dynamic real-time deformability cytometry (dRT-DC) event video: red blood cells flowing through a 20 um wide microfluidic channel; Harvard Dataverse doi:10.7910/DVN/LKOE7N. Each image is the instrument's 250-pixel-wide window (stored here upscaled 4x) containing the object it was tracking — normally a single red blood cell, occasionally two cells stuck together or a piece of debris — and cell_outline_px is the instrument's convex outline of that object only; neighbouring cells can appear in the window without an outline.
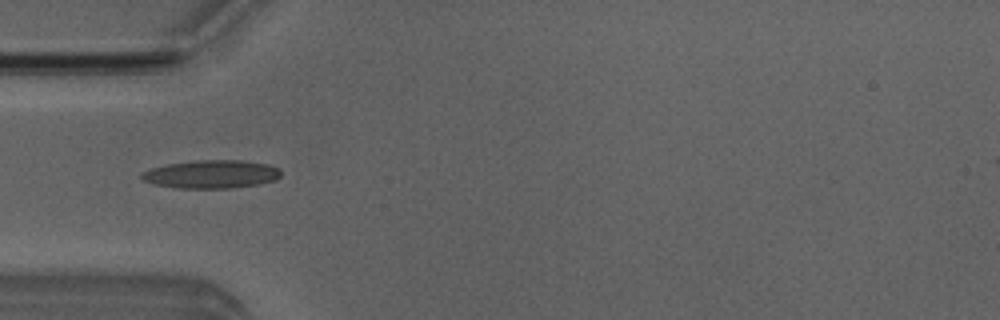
{"species": "Egyptian fruit bat (a non-hibernating species)", "species_latin": "Rousettus aegyptiacus", "temperature_condition": "room temperature", "stored_images_in_passage": 37, "camera_frame_rate_fps": 3000, "um_per_image_px": 0.085, "animal": {"sex": "male"}, "frame": {"image": 1, "passage_image": 2, "time_ms": 0.333, "image_size_px": [1000, 320], "cell_outline_px": [[280, 176], [276, 180], [260, 184], [232, 188], [176, 188], [152, 184], [144, 180], [140, 176], [140, 172], [152, 168], [168, 164], [196, 160], [240, 160], [268, 164], [276, 168], [280, 172]], "centroid_in_image_um": [17.94, 14.81], "position_along_channel_um": 67.1, "area_um2": 22.95}}
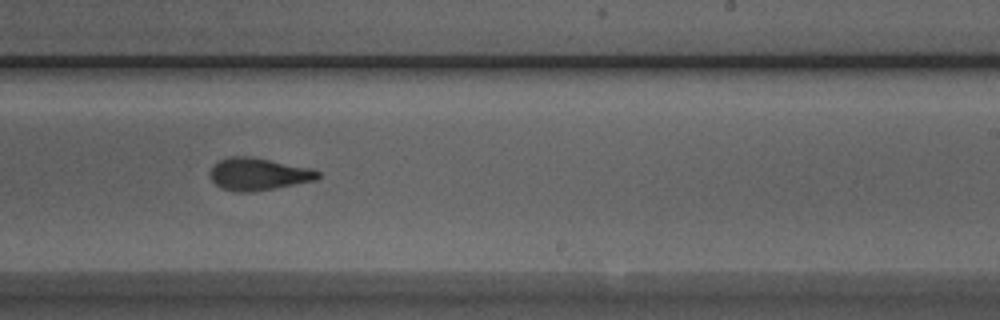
{"frame": {"image": 2, "passage_image": 17, "time_ms": 5.333, "image_size_px": [1000, 320], "cell_outline_px": [[320, 176], [316, 180], [256, 192], [236, 192], [220, 188], [212, 180], [212, 164], [228, 156], [252, 156], [312, 168], [320, 172]], "centroid_in_image_um": [21.98, 14.8], "position_along_channel_um": 267.0, "area_um2": 20.52}}
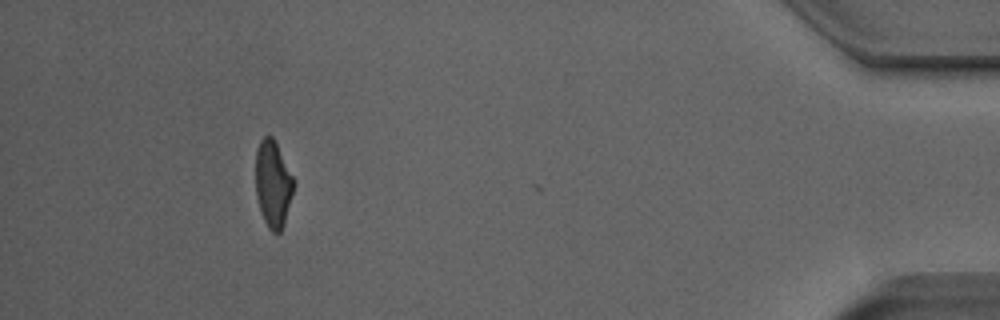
{"frame": {"image": 3, "passage_image": 33, "time_ms": 10.667, "image_size_px": [1000, 320], "cell_outline_px": [[292, 192], [284, 224], [280, 232], [272, 232], [268, 228], [260, 212], [256, 196], [256, 148], [260, 140], [264, 136], [272, 136], [292, 176]], "centroid_in_image_um": [23.16, 15.65], "position_along_channel_um": 412.0, "area_um2": 18.73}, "authors_computed_cell_mechanics": {"area_um2": 20.1722, "velocity_mm_per_s": 3.9903, "shape_relaxation_time_tau1_ms": 4.1971, "shape_relaxation_time_tau2_ms": 1.9059, "deformation_change_tau1": 0.1986, "deformation_change_tau2": 0.1105}}